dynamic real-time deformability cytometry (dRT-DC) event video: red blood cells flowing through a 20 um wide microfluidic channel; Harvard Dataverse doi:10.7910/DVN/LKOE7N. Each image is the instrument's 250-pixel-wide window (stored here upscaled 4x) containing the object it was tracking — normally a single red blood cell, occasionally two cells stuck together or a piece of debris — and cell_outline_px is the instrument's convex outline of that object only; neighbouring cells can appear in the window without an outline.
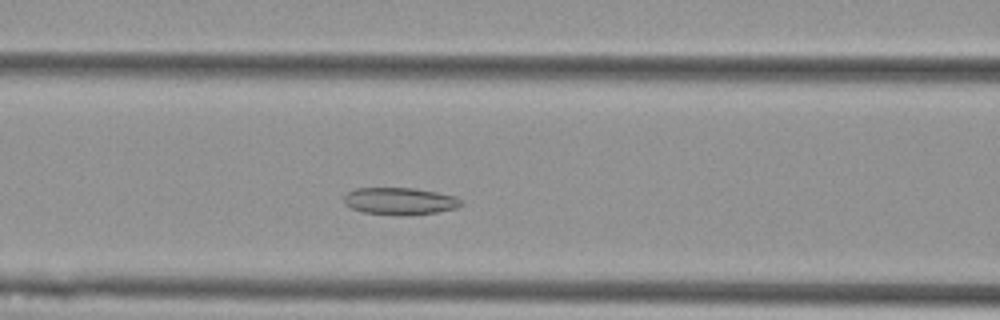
{"species": "Egyptian fruit bat (a non-hibernating species)", "species_latin": "Rousettus aegyptiacus", "temperature_condition": "cold", "stored_images_in_passage": 47, "camera_frame_rate_fps": 3000, "um_per_image_px": 0.085, "animal": {"sex": "female"}, "frame": {"image": 1, "passage_image": 13, "time_ms": 4.0, "image_size_px": [1000, 320], "cell_outline_px": [[464, 204], [456, 208], [436, 212], [364, 212], [352, 208], [344, 204], [344, 196], [348, 192], [356, 188], [416, 188], [456, 196], [464, 200]], "centroid_in_image_um": [34.02, 17.03], "position_along_channel_um": 132.6, "area_um2": 17.63}}
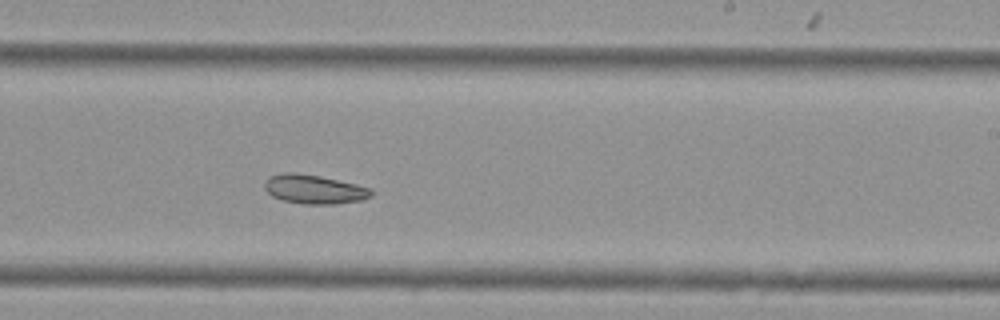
{"frame": {"image": 2, "passage_image": 24, "time_ms": 7.667, "image_size_px": [1000, 320], "cell_outline_px": [[372, 196], [360, 200], [336, 204], [304, 204], [280, 200], [272, 196], [264, 188], [264, 184], [272, 176], [284, 172], [296, 172], [320, 176], [356, 184], [372, 188]], "centroid_in_image_um": [26.71, 16.09], "position_along_channel_um": 262.3, "area_um2": 18.03}}
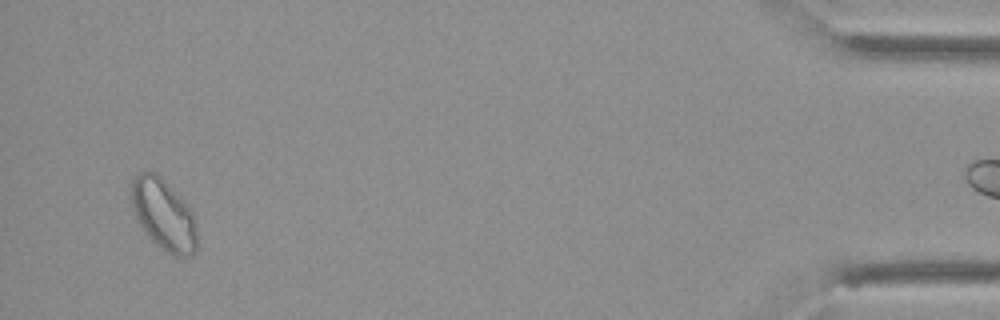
{"frame": {"image": 3, "passage_image": 44, "time_ms": 14.333, "image_size_px": [1000, 320], "cell_outline_px": [[196, 252], [192, 256], [172, 256], [160, 248], [144, 232], [136, 220], [132, 208], [132, 180], [140, 172], [148, 168], [156, 172], [188, 204], [192, 212], [196, 224]], "centroid_in_image_um": [13.9, 18.24], "position_along_channel_um": 421.3, "area_um2": 27.57}}